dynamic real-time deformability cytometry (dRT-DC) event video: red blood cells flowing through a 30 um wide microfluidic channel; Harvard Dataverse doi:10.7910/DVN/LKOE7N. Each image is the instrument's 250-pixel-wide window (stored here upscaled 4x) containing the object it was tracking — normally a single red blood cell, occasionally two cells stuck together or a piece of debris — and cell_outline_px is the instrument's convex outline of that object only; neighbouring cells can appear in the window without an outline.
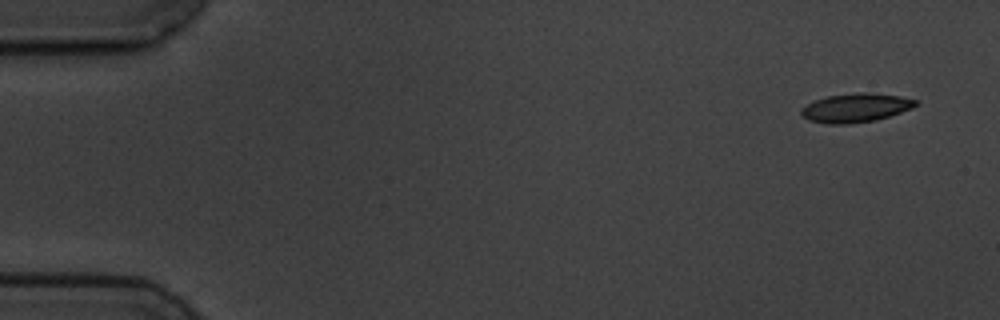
{"species": "common noctule bat (a hibernating species)", "species_latin": "Nyctalus noctula", "temperature_condition": "cold", "stored_images_in_passage": 10, "camera_frame_rate_fps": 3000, "um_per_image_px": 0.085, "animal": {"sex": "male", "body_mass_g": 19.5, "forearm_length_mm": 54.6}, "frame": {"image": 1, "passage_image": 1, "time_ms": 0.0, "image_size_px": [1000, 320], "cell_outline_px": [[916, 104], [912, 108], [876, 120], [848, 124], [828, 124], [808, 120], [800, 112], [800, 108], [816, 100], [828, 96], [860, 92], [872, 92], [900, 96], [916, 100]], "centroid_in_image_um": [72.72, 9.16], "position_along_channel_um": 12.3, "area_um2": 19.07}}
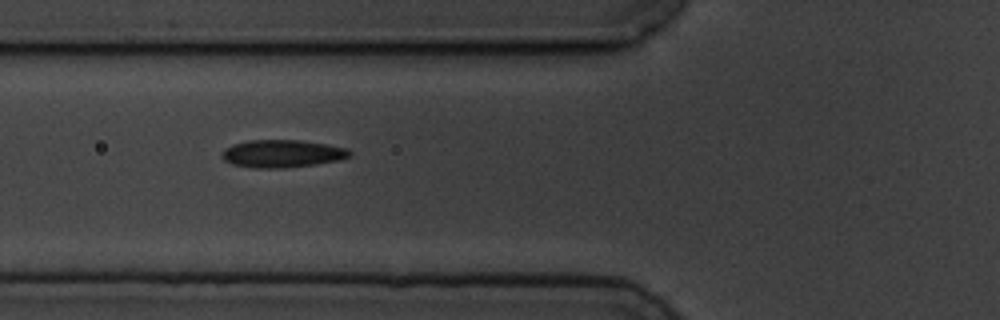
{"frame": {"image": 2, "passage_image": 6, "time_ms": 6.0, "image_size_px": [1000, 320], "cell_outline_px": [[352, 156], [336, 160], [316, 164], [284, 168], [256, 168], [232, 164], [224, 160], [224, 148], [232, 144], [248, 140], [300, 140], [328, 144], [348, 148], [352, 152]], "centroid_in_image_um": [24.02, 13.05], "position_along_channel_um": 101.8, "area_um2": 20.58}}
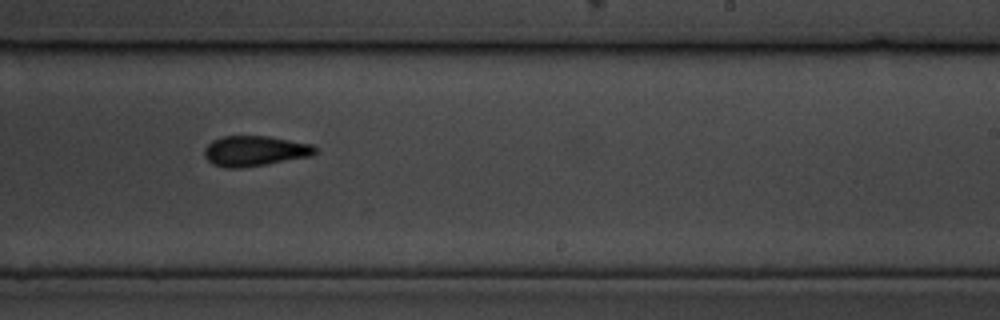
{"frame": {"image": 3, "passage_image": 10, "time_ms": 10.667, "image_size_px": [1000, 320], "cell_outline_px": [[316, 152], [312, 156], [240, 168], [224, 168], [212, 164], [204, 156], [204, 148], [212, 140], [224, 136], [268, 136], [312, 144], [316, 148]], "centroid_in_image_um": [21.63, 12.83], "position_along_channel_um": 267.4, "area_um2": 19.54}}